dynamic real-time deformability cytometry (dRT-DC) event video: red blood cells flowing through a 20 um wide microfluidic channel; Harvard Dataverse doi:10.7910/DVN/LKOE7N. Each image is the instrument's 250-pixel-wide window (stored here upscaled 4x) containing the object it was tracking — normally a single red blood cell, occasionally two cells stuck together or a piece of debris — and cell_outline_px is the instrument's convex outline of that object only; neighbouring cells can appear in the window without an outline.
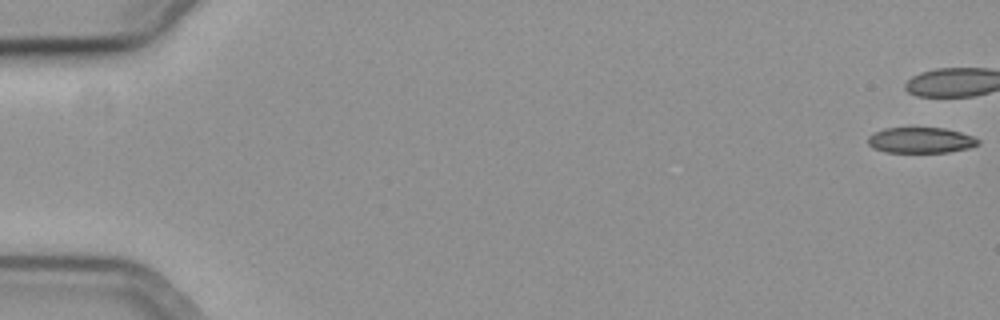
{"species": "common noctule bat (a hibernating species)", "species_latin": "Nyctalus noctula", "temperature_condition": "cold", "stored_images_in_passage": 45, "camera_frame_rate_fps": 3000, "um_per_image_px": 0.085, "animal": {"sex": "female", "body_mass_g": 19.3, "forearm_length_mm": 54.1}, "frame": {"image": 1, "passage_image": 1, "time_ms": 0.0, "image_size_px": [1000, 320], "cell_outline_px": [[980, 144], [968, 148], [948, 152], [884, 152], [872, 148], [868, 144], [868, 136], [884, 128], [944, 128], [960, 132], [972, 136], [980, 140]], "centroid_in_image_um": [78.25, 11.92], "position_along_channel_um": 6.7, "area_um2": 16.47}}